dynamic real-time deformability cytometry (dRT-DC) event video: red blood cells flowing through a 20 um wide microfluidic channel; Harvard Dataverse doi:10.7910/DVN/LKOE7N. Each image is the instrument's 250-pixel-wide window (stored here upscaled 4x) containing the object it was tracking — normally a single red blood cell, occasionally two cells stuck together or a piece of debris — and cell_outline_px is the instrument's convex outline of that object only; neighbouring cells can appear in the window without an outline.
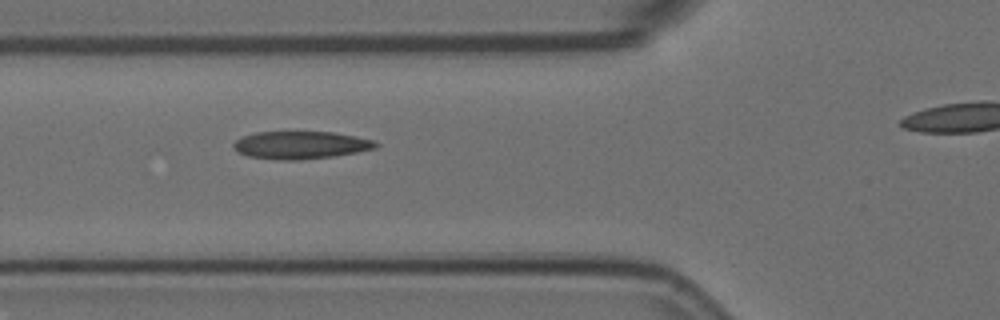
{"species": "Egyptian fruit bat (a non-hibernating species)", "species_latin": "Rousettus aegyptiacus", "temperature_condition": "room temperature", "stored_images_in_passage": 5, "segment_of_instrument_passage": [1, 2], "camera_frame_rate_fps": 3000, "um_per_image_px": 0.085, "animal": {"sex": "female"}, "frame": {"image": 1, "passage_image": 4, "time_ms": 1.0, "image_size_px": [1000, 320], "cell_outline_px": [[380, 144], [376, 148], [356, 152], [332, 156], [296, 160], [280, 160], [248, 156], [236, 152], [232, 144], [236, 140], [244, 136], [256, 132], [332, 132], [356, 136], [376, 140]], "centroid_in_image_um": [25.57, 12.32], "position_along_channel_um": 100.2, "area_um2": 22.89}}